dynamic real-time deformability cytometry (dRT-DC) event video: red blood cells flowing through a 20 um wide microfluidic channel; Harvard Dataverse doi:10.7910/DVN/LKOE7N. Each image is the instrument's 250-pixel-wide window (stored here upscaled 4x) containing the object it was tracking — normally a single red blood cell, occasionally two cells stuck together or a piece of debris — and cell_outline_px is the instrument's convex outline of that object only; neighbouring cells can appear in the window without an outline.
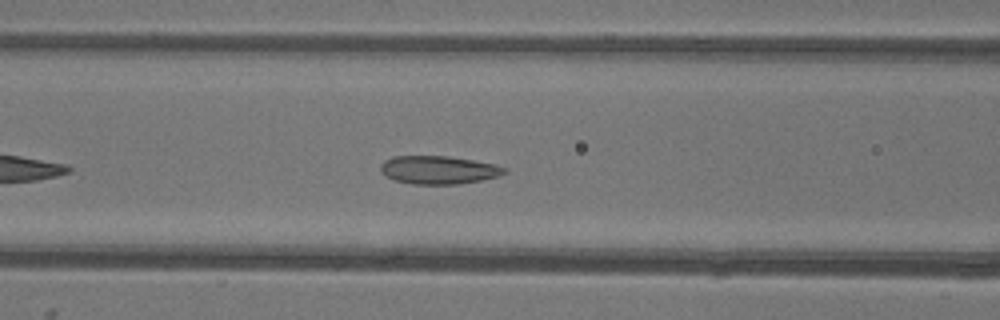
{"species": "common noctule bat (a hibernating species)", "species_latin": "Nyctalus noctula", "temperature_condition": "warm", "stored_images_in_passage": 33, "camera_frame_rate_fps": 3000, "um_per_image_px": 0.085, "animal": {"sex": "female"}, "frame": {"image": 1, "passage_image": 10, "time_ms": 3.0, "image_size_px": [1000, 320], "cell_outline_px": [[508, 172], [500, 176], [480, 180], [456, 184], [412, 184], [396, 180], [384, 176], [380, 172], [380, 164], [384, 160], [392, 156], [448, 156], [496, 164], [508, 168]], "centroid_in_image_um": [37.27, 14.44], "position_along_channel_um": 129.3, "area_um2": 20.52}}
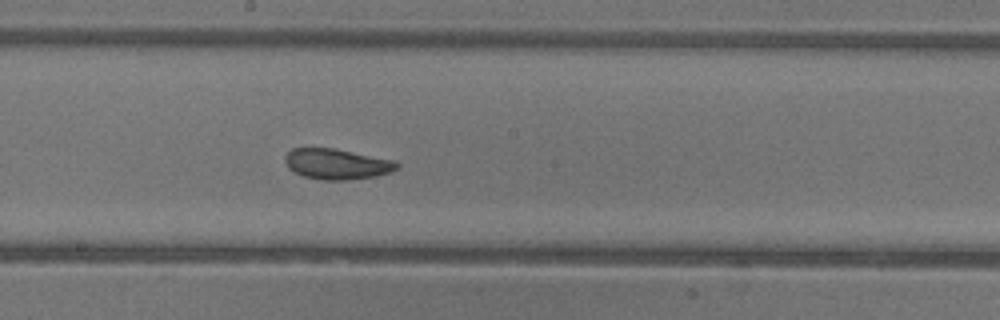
{"frame": {"image": 2, "passage_image": 17, "time_ms": 5.333, "image_size_px": [1000, 320], "cell_outline_px": [[400, 168], [392, 172], [376, 176], [348, 180], [320, 180], [304, 176], [288, 168], [284, 160], [284, 156], [292, 148], [336, 148], [396, 160], [400, 164]], "centroid_in_image_um": [28.68, 13.94], "position_along_channel_um": 219.5, "area_um2": 20.29}}
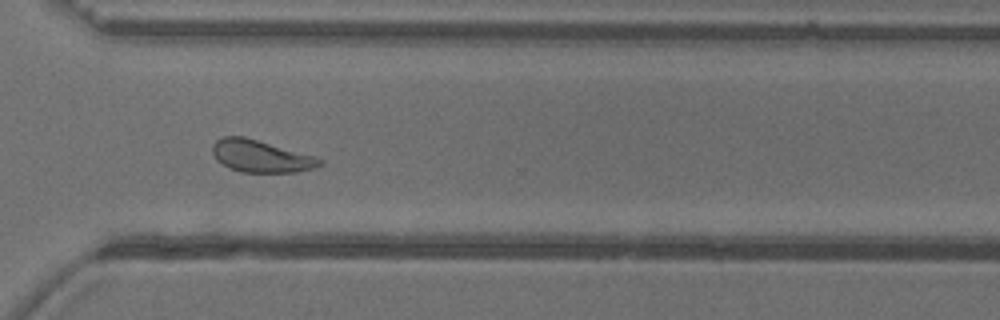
{"frame": {"image": 3, "passage_image": 27, "time_ms": 8.667, "image_size_px": [1000, 320], "cell_outline_px": [[324, 164], [312, 168], [296, 172], [244, 172], [228, 168], [216, 160], [212, 152], [212, 144], [216, 140], [224, 136], [244, 136], [316, 156], [324, 160]], "centroid_in_image_um": [22.17, 13.27], "position_along_channel_um": 348.4, "area_um2": 20.23}, "authors_computed_cell_mechanics": {"area_um2": 20.23, "velocity_mm_per_s": 3.863, "shape_relaxation_time_tau1_ms": 3.8726, "shape_relaxation_time_tau2_ms": 1.4912, "deformation_change_tau1": 0.1251, "deformation_change_tau2": 0.0836}}